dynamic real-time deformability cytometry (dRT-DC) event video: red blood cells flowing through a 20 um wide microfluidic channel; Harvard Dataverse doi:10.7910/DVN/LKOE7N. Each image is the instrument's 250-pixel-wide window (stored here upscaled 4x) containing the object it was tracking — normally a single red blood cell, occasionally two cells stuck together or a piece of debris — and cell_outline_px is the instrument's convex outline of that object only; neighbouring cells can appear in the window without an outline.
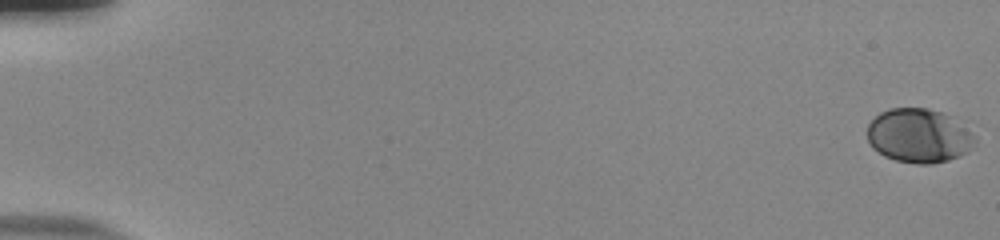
{"species": "human", "species_latin": "Homo sapiens", "temperature_condition": "room temperature", "stored_images_in_passage": 56, "camera_frame_rate_fps": 3000, "um_per_image_px": 0.085, "donor": {"sex": "male"}, "frame": {"image": 1, "passage_image": 1, "time_ms": 0.0, "image_size_px": [1000, 240], "cell_outline_px": [[976, 144], [968, 152], [960, 156], [948, 160], [932, 164], [916, 164], [896, 160], [884, 156], [872, 148], [868, 140], [868, 124], [880, 112], [888, 108], [928, 108], [944, 112], [952, 116], [972, 132], [976, 136]], "centroid_in_image_um": [78.14, 11.53], "position_along_channel_um": 6.9, "area_um2": 34.39}}
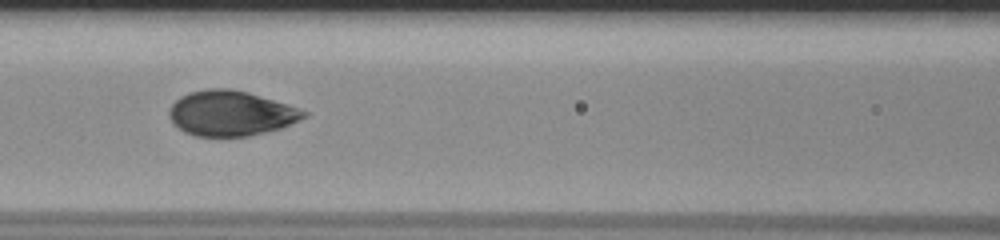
{"frame": {"image": 2, "passage_image": 27, "time_ms": 8.667, "image_size_px": [1000, 240], "cell_outline_px": [[308, 116], [300, 120], [280, 128], [248, 136], [196, 136], [184, 132], [172, 124], [168, 116], [168, 112], [172, 104], [180, 96], [192, 92], [208, 88], [228, 88], [248, 92], [288, 104], [300, 108], [308, 112]], "centroid_in_image_um": [19.61, 9.63], "position_along_channel_um": 147.0, "area_um2": 35.49}}
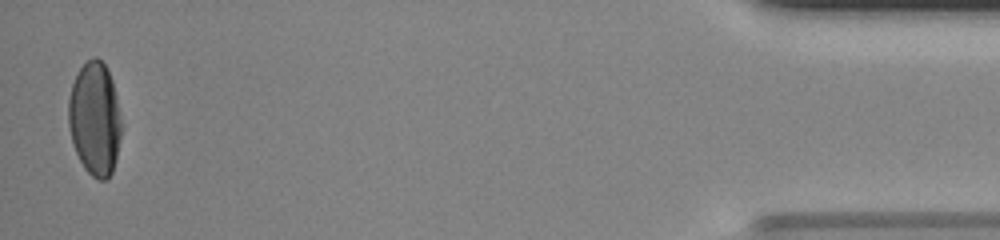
{"frame": {"image": 3, "passage_image": 55, "time_ms": 18.0, "image_size_px": [1000, 240], "cell_outline_px": [[120, 136], [116, 160], [112, 172], [104, 180], [100, 180], [92, 176], [84, 168], [72, 144], [68, 124], [68, 100], [72, 84], [80, 68], [92, 56], [96, 56], [104, 64], [112, 80], [116, 96], [120, 120]], "centroid_in_image_um": [8.03, 10.1], "position_along_channel_um": 427.2, "area_um2": 34.74}, "authors_computed_cell_mechanics": {"area_um2": 34.8245, "velocity_mm_per_s": 3.8374, "shape_relaxation_time_tau1_ms": 4.406, "shape_relaxation_time_tau2_ms": null, "deformation_change_tau1": 0.179, "deformation_change_tau2": null}}